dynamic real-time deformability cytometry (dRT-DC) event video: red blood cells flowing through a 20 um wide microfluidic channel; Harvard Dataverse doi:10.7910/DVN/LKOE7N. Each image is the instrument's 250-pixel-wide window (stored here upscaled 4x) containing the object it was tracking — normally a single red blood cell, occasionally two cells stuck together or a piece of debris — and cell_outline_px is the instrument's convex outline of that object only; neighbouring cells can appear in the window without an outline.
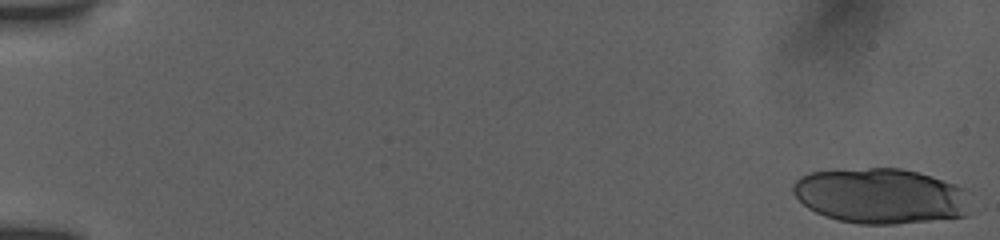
{"species": "human", "species_latin": "Homo sapiens", "temperature_condition": "room temperature", "stored_images_in_passage": 27, "camera_frame_rate_fps": 3000, "um_per_image_px": 0.085, "donor": {"sex": "female"}, "frame": {"image": 1, "passage_image": 1, "time_ms": 0.0, "image_size_px": [1000, 240], "cell_outline_px": [[968, 216], [896, 224], [860, 224], [840, 220], [824, 216], [808, 208], [792, 192], [792, 184], [800, 176], [812, 172], [868, 168], [900, 168], [932, 176], [956, 184], [964, 188], [968, 192]], "centroid_in_image_um": [74.87, 16.66], "position_along_channel_um": 10.1, "area_um2": 57.28}}